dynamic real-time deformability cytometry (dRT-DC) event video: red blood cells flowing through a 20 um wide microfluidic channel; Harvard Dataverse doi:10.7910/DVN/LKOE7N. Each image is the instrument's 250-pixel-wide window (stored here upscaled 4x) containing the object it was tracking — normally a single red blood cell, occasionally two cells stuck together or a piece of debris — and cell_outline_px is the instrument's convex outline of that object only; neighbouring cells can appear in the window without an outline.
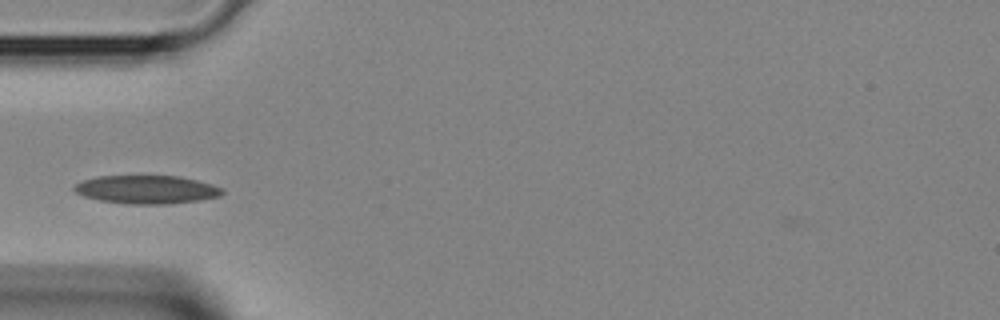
{"species": "Egyptian fruit bat (a non-hibernating species)", "species_latin": "Rousettus aegyptiacus", "temperature_condition": "room temperature", "stored_images_in_passage": 1, "camera_frame_rate_fps": 3000, "um_per_image_px": 0.085, "animal": {"sex": "female"}, "frame": {"image": 1, "passage_image": 1, "time_ms": 0.0, "image_size_px": [1000, 320], "cell_outline_px": [[224, 192], [220, 196], [200, 200], [168, 204], [124, 204], [100, 200], [84, 196], [76, 192], [72, 188], [76, 184], [84, 180], [100, 176], [180, 176], [212, 184], [224, 188]], "centroid_in_image_um": [12.5, 16.11], "position_along_channel_um": 72.5, "area_um2": 24.45}}